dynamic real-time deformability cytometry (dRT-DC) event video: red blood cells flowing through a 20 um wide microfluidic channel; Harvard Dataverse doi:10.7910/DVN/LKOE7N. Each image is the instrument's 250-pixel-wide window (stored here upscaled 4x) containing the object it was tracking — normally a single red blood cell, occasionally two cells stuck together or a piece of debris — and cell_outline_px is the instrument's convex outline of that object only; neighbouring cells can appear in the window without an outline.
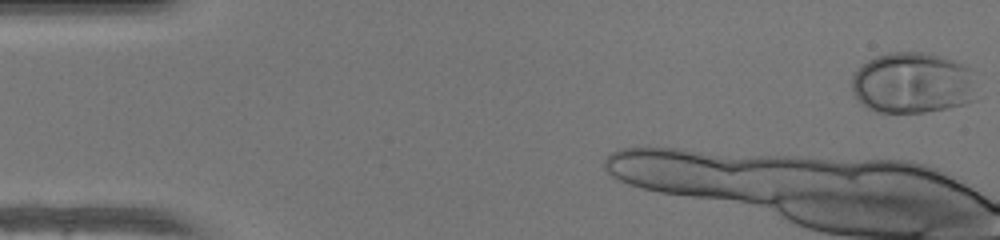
{"species": "human", "species_latin": "Homo sapiens", "temperature_condition": "warm", "stored_images_in_passage": 8, "camera_frame_rate_fps": 3000, "um_per_image_px": 0.085, "donor": {"sex": "female"}, "frame": {"image": 1, "passage_image": 1, "time_ms": 0.0, "image_size_px": [1000, 240], "cell_outline_px": [[976, 100], [964, 104], [924, 112], [876, 112], [868, 108], [852, 92], [852, 72], [860, 64], [876, 56], [888, 52], [924, 52], [940, 56], [952, 60], [972, 68], [976, 96]], "centroid_in_image_um": [77.57, 7.03], "position_along_channel_um": 7.4, "area_um2": 44.85}}